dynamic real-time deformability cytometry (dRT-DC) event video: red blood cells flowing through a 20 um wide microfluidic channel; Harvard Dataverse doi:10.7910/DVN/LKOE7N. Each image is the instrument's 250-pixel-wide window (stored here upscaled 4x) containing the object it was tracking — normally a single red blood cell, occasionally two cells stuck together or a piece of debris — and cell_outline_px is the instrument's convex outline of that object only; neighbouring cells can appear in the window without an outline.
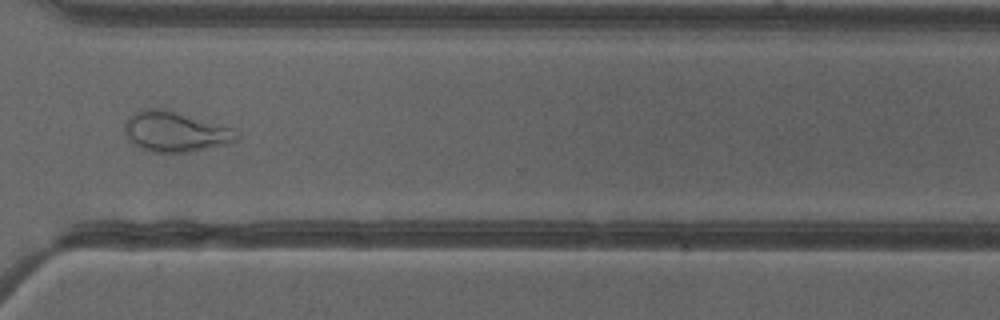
{"species": "common noctule bat (a hibernating species)", "species_latin": "Nyctalus noctula", "temperature_condition": "cold", "stored_images_in_passage": 46, "camera_frame_rate_fps": 3000, "um_per_image_px": 0.085, "animal": {"sex": "female"}, "frame": {"image": 1, "passage_image": 33, "time_ms": 10.667, "image_size_px": [1000, 320], "cell_outline_px": [[236, 140], [228, 144], [188, 152], [152, 152], [140, 148], [132, 144], [128, 140], [124, 132], [124, 120], [128, 116], [140, 108], [164, 108], [232, 128], [236, 136]], "centroid_in_image_um": [14.79, 11.18], "position_along_channel_um": 355.8, "area_um2": 26.36}, "authors_computed_cell_mechanics": {"area_um2": 28.2353, "velocity_mm_per_s": 3.9974, "shape_relaxation_time_tau1_ms": null, "shape_relaxation_time_tau2_ms": 2.0021, "deformation_change_tau1": null, "deformation_change_tau2": 0.1002}}